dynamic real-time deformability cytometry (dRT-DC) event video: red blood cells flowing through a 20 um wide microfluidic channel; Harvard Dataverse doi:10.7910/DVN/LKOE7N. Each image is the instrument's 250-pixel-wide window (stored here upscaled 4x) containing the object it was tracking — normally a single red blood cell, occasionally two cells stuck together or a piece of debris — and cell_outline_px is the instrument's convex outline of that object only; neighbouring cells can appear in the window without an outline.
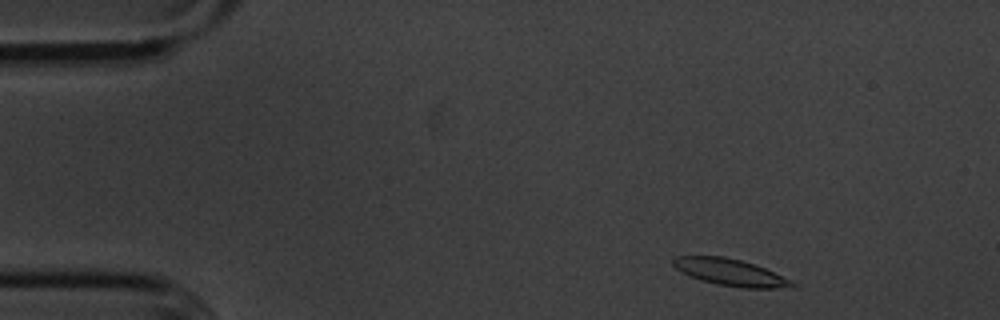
{"species": "common noctule bat (a hibernating species)", "species_latin": "Nyctalus noctula", "temperature_condition": "cold", "stored_images_in_passage": 52, "camera_frame_rate_fps": 3000, "um_per_image_px": 0.085, "animal": {"sex": "male", "body_mass_g": 20.1, "forearm_length_mm": 53.5}, "frame": {"image": 1, "passage_image": 3, "time_ms": 0.667, "image_size_px": [1000, 320], "cell_outline_px": [[796, 288], [740, 288], [716, 284], [700, 280], [676, 268], [672, 264], [672, 260], [676, 256], [724, 256], [740, 260], [764, 268], [792, 280], [796, 284]], "centroid_in_image_um": [62.12, 23.16], "position_along_channel_um": 22.9, "area_um2": 18.5}}
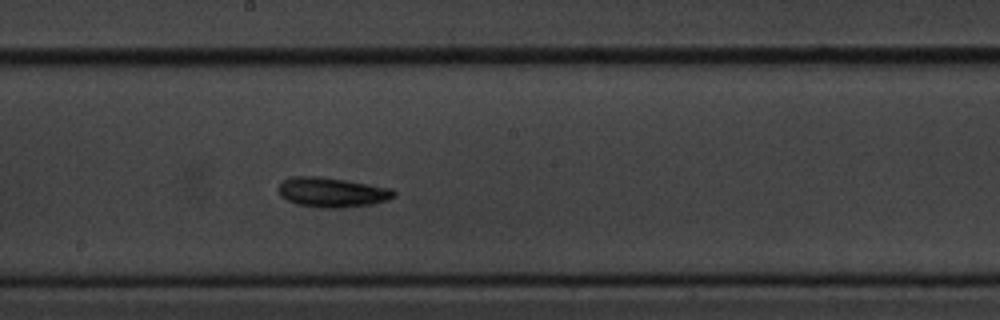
{"frame": {"image": 2, "passage_image": 26, "time_ms": 8.333, "image_size_px": [1000, 320], "cell_outline_px": [[396, 196], [388, 200], [372, 204], [340, 208], [320, 208], [296, 204], [280, 196], [280, 184], [284, 180], [292, 176], [320, 176], [392, 188], [396, 192]], "centroid_in_image_um": [28.25, 16.35], "position_along_channel_um": 220.0, "area_um2": 20.0}}
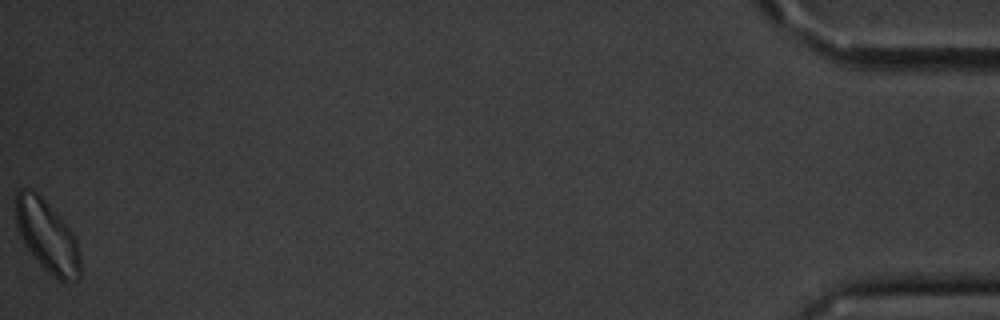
{"frame": {"image": 3, "passage_image": 52, "time_ms": 17.0, "image_size_px": [1000, 320], "cell_outline_px": [[80, 276], [76, 280], [60, 280], [52, 276], [40, 264], [28, 248], [20, 236], [16, 224], [16, 192], [20, 188], [28, 188], [36, 192], [40, 196], [72, 232], [76, 240], [80, 252]], "centroid_in_image_um": [4.0, 20.08], "position_along_channel_um": 431.2, "area_um2": 26.36}, "authors_computed_cell_mechanics": {"area_um2": 19.0451, "velocity_mm_per_s": 3.5413, "shape_relaxation_time_tau1_ms": 2.1604, "shape_relaxation_time_tau2_ms": 2.6629, "deformation_change_tau1": 0.0972, "deformation_change_tau2": 0.0847}}